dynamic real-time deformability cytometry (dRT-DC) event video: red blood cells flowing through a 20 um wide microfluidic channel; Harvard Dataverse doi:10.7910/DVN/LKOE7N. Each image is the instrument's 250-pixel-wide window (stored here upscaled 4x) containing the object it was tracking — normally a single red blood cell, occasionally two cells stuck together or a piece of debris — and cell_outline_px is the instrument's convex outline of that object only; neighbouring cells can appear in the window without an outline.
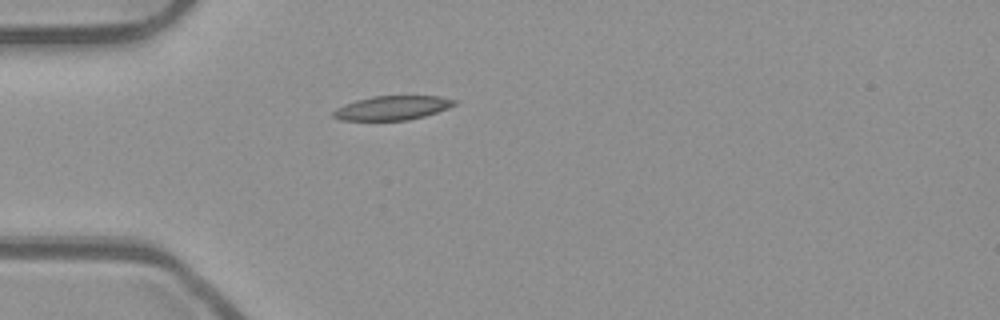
{"species": "common noctule bat (a hibernating species)", "species_latin": "Nyctalus noctula", "temperature_condition": "room temperature", "stored_images_in_passage": 38, "camera_frame_rate_fps": 3000, "um_per_image_px": 0.085, "animal": {"sex": "male", "body_mass_g": 23.1, "forearm_length_mm": 52.7}, "frame": {"image": 1, "passage_image": 1, "time_ms": 0.0, "image_size_px": [1000, 320], "cell_outline_px": [[456, 104], [448, 108], [424, 116], [408, 120], [340, 120], [332, 116], [332, 112], [336, 108], [344, 104], [356, 100], [372, 96], [440, 96], [456, 100]], "centroid_in_image_um": [33.32, 9.17], "position_along_channel_um": 51.7, "area_um2": 16.99}}
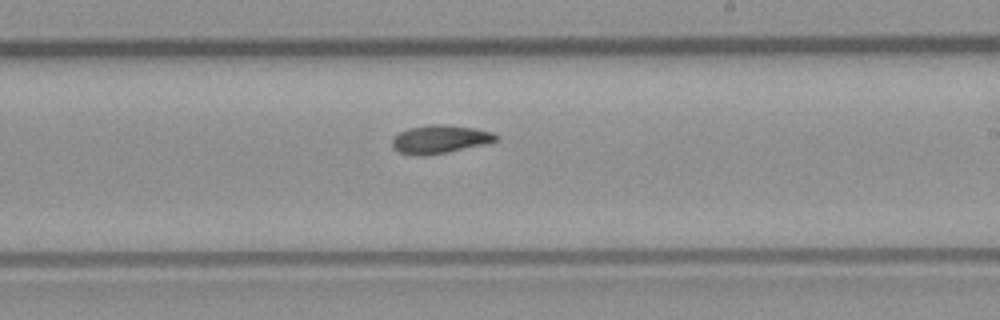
{"frame": {"image": 2, "passage_image": 17, "time_ms": 5.333, "image_size_px": [1000, 320], "cell_outline_px": [[500, 140], [484, 144], [448, 152], [424, 156], [416, 156], [400, 152], [392, 148], [392, 136], [408, 128], [428, 124], [444, 124], [476, 128], [492, 132], [500, 136]], "centroid_in_image_um": [37.39, 11.83], "position_along_channel_um": 251.6, "area_um2": 17.4}}
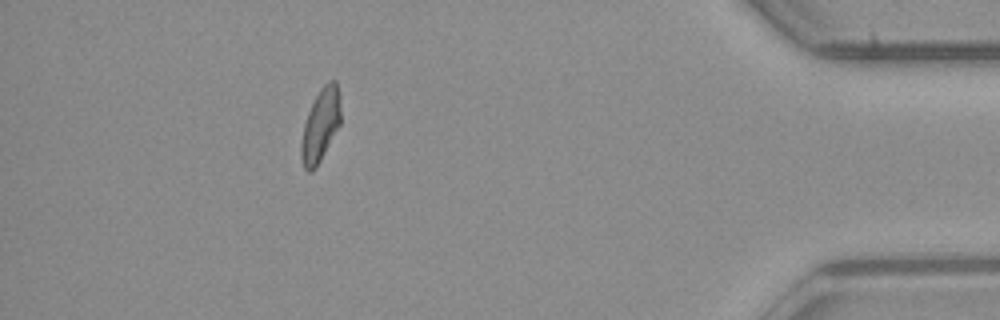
{"frame": {"image": 3, "passage_image": 33, "time_ms": 10.667, "image_size_px": [1000, 320], "cell_outline_px": [[340, 124], [316, 168], [312, 172], [308, 172], [304, 168], [300, 156], [300, 144], [304, 124], [308, 112], [320, 88], [328, 80], [336, 80], [340, 96]], "centroid_in_image_um": [27.23, 10.64], "position_along_channel_um": 408.0, "area_um2": 16.82}, "authors_computed_cell_mechanics": {"area_um2": 16.9065, "velocity_mm_per_s": 3.9416, "shape_relaxation_time_tau1_ms": null, "shape_relaxation_time_tau2_ms": 9.4177, "deformation_change_tau1": null, "deformation_change_tau2": 0.1676}}